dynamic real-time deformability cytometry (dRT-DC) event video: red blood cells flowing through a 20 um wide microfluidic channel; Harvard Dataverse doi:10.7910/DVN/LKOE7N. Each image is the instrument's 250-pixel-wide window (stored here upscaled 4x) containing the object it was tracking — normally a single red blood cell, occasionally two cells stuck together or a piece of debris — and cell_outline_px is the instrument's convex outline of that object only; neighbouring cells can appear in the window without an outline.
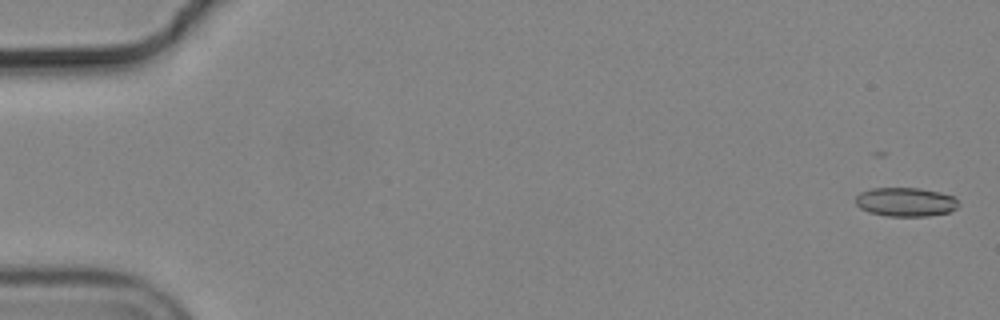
{"species": "common noctule bat (a hibernating species)", "species_latin": "Nyctalus noctula", "temperature_condition": "cold", "stored_images_in_passage": 21, "camera_frame_rate_fps": 3000, "um_per_image_px": 0.085, "animal": {"sex": "male", "body_mass_g": 19.2, "forearm_length_mm": 51.8}, "frame": {"image": 1, "passage_image": 2, "time_ms": 0.333, "image_size_px": [1000, 320], "cell_outline_px": [[960, 204], [956, 208], [948, 212], [928, 216], [888, 216], [868, 212], [860, 208], [856, 204], [856, 196], [860, 192], [872, 188], [920, 188], [940, 192], [956, 196]], "centroid_in_image_um": [77.0, 17.16], "position_along_channel_um": 8.0, "area_um2": 17.51}}
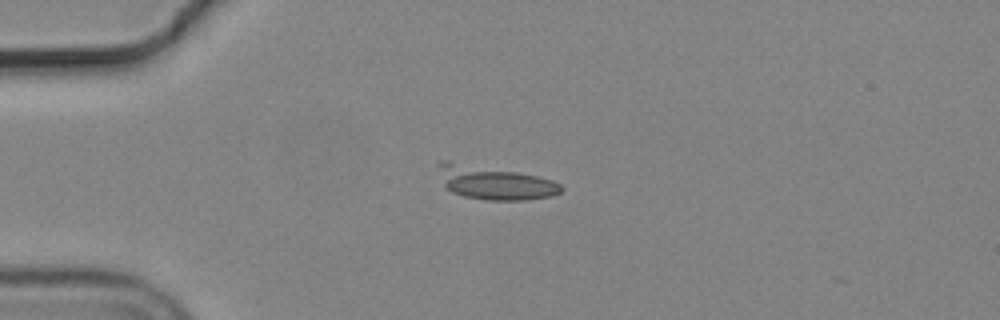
{"frame": {"image": 2, "passage_image": 15, "time_ms": 4.667, "image_size_px": [1000, 320], "cell_outline_px": [[564, 188], [560, 192], [552, 196], [528, 200], [488, 200], [464, 196], [452, 192], [444, 184], [436, 164], [440, 160], [448, 160], [516, 172], [536, 176], [552, 180], [560, 184]], "centroid_in_image_um": [42.02, 15.52], "position_along_channel_um": 43.0, "area_um2": 23.81}}
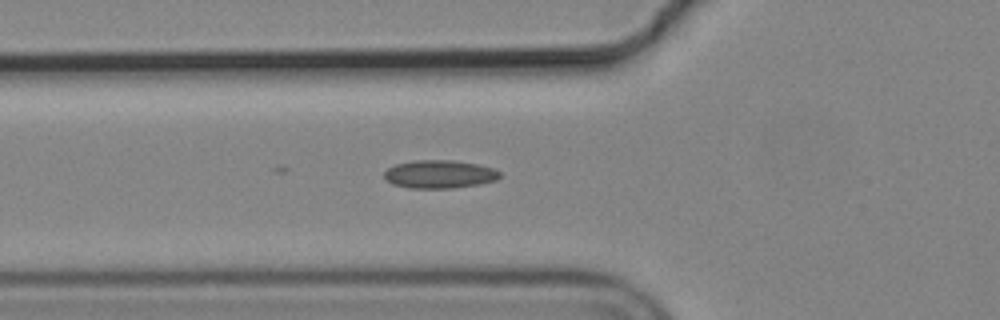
{"frame": {"image": 3, "passage_image": 21, "time_ms": 6.667, "image_size_px": [1000, 320], "cell_outline_px": [[500, 176], [496, 180], [480, 184], [452, 188], [412, 188], [392, 184], [384, 176], [384, 172], [388, 168], [396, 164], [412, 160], [452, 160], [476, 164], [492, 168], [500, 172]], "centroid_in_image_um": [37.35, 14.8], "position_along_channel_um": 88.5, "area_um2": 18.84}}